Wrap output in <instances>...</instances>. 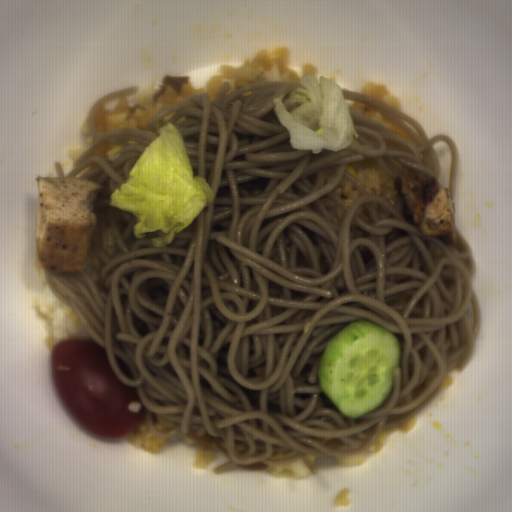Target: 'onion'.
I'll list each match as a JSON object with an SVG mask.
<instances>
[{
  "label": "onion",
  "mask_w": 512,
  "mask_h": 512,
  "mask_svg": "<svg viewBox=\"0 0 512 512\" xmlns=\"http://www.w3.org/2000/svg\"><path fill=\"white\" fill-rule=\"evenodd\" d=\"M105 106L106 103L104 99L98 104L96 110H95V116H94V126H95V133L97 137L99 138L104 133H107L108 127L106 124V116H105Z\"/></svg>",
  "instance_id": "onion-1"
}]
</instances>
